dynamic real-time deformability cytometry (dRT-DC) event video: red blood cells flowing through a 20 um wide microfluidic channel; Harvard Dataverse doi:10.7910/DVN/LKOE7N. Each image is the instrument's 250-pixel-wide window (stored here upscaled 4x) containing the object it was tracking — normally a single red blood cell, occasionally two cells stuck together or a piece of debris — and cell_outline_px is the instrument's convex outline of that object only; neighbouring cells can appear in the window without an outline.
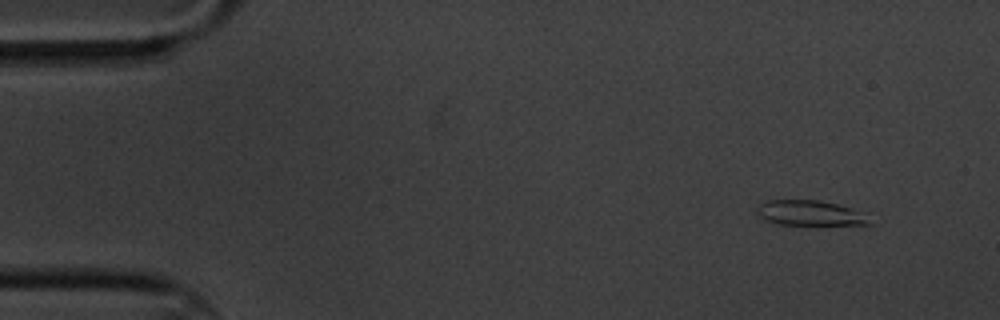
{"species": "common noctule bat (a hibernating species)", "species_latin": "Nyctalus noctula", "temperature_condition": "cold", "stored_images_in_passage": 4, "camera_frame_rate_fps": 3000, "um_per_image_px": 0.085, "animal": {"sex": "male", "body_mass_g": 20.1, "forearm_length_mm": 53.5}, "frame": {"image": 1, "passage_image": 1, "time_ms": 0.0, "image_size_px": [1000, 320], "cell_outline_px": [[872, 224], [780, 224], [764, 220], [756, 216], [756, 208], [764, 200], [820, 200], [836, 204], [848, 208], [856, 212]], "centroid_in_image_um": [68.63, 18.09], "position_along_channel_um": 16.4, "area_um2": 15.9}}
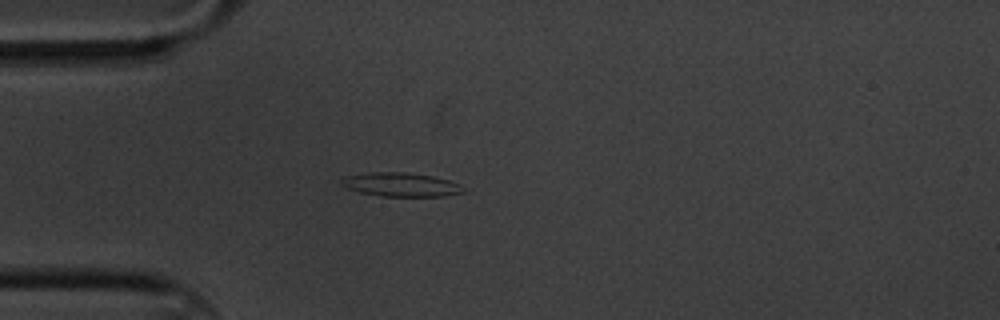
{"frame": {"image": 2, "passage_image": 4, "time_ms": 1.0, "image_size_px": [1000, 320], "cell_outline_px": [[464, 192], [444, 196], [380, 196], [360, 192], [348, 188], [340, 184], [340, 180], [344, 176], [372, 172], [404, 172], [432, 176], [448, 180], [460, 184]], "centroid_in_image_um": [34.04, 15.69], "position_along_channel_um": 51.0, "area_um2": 16.82}}